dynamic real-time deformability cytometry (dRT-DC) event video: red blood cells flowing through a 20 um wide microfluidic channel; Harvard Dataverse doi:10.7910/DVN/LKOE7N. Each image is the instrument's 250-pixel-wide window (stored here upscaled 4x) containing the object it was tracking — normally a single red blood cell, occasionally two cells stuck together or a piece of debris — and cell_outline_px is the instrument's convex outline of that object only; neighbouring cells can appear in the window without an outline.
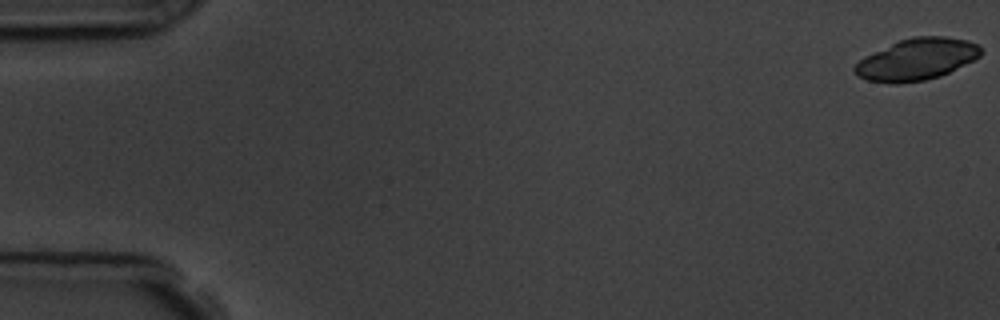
{"species": "common noctule bat (a hibernating species)", "species_latin": "Nyctalus noctula", "temperature_condition": "room temperature", "stored_images_in_passage": 22, "camera_frame_rate_fps": 3000, "um_per_image_px": 0.085, "animal": {"sex": "male", "body_mass_g": 19.5, "forearm_length_mm": 54.6}, "frame": {"image": 1, "passage_image": 1, "time_ms": 0.0, "image_size_px": [1000, 320], "cell_outline_px": [[980, 56], [940, 76], [924, 80], [896, 84], [888, 84], [868, 80], [860, 76], [852, 68], [864, 56], [900, 40], [912, 36], [944, 36], [968, 40], [976, 44], [980, 48]], "centroid_in_image_um": [77.89, 5.04], "position_along_channel_um": 7.1, "area_um2": 30.23}}